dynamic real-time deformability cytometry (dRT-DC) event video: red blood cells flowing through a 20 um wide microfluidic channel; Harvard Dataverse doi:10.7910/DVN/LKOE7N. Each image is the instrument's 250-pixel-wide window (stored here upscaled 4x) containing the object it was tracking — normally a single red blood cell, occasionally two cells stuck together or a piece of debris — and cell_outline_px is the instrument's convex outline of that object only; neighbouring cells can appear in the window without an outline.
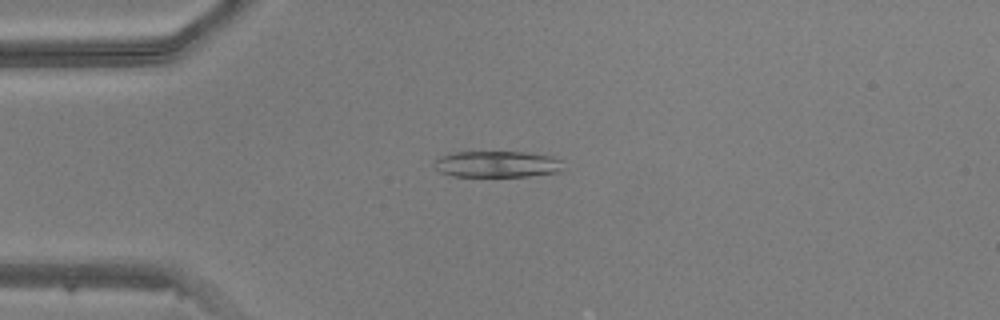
{"species": "common noctule bat (a hibernating species)", "species_latin": "Nyctalus noctula", "temperature_condition": "warm", "stored_images_in_passage": 31, "camera_frame_rate_fps": 3000, "um_per_image_px": 0.085, "animal": {"sex": "male", "body_mass_g": 20.5, "forearm_length_mm": 52.5}, "frame": {"image": 1, "passage_image": 7, "time_ms": 2.0, "image_size_px": [1000, 320], "cell_outline_px": [[568, 168], [560, 172], [528, 176], [452, 176], [440, 172], [432, 164], [432, 160], [440, 156], [456, 152], [524, 152], [552, 156], [560, 160]], "centroid_in_image_um": [42.28, 13.95], "position_along_channel_um": 42.7, "area_um2": 20.11}}
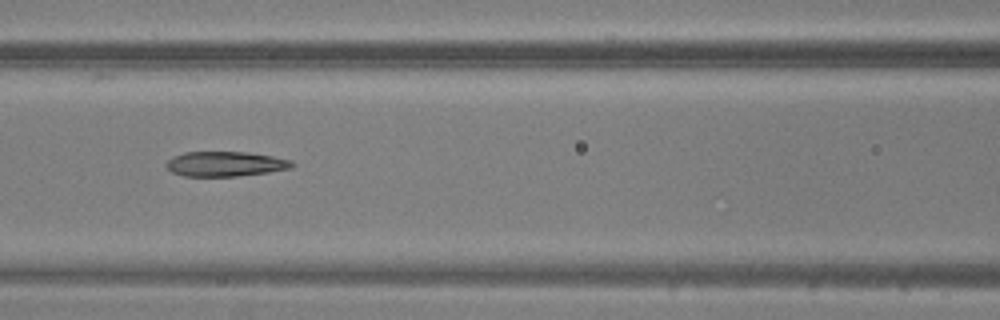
{"frame": {"image": 2, "passage_image": 16, "time_ms": 5.0, "image_size_px": [1000, 320], "cell_outline_px": [[296, 164], [292, 168], [268, 172], [236, 176], [184, 176], [172, 172], [164, 164], [172, 156], [184, 152], [248, 152], [272, 156], [292, 160]], "centroid_in_image_um": [19.16, 13.93], "position_along_channel_um": 147.4, "area_um2": 18.32}}
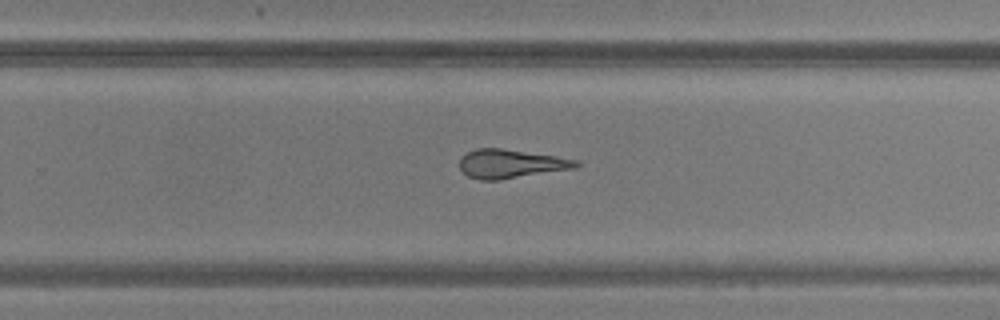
{"frame": {"image": 3, "passage_image": 26, "time_ms": 8.333, "image_size_px": [1000, 320], "cell_outline_px": [[580, 164], [576, 168], [500, 180], [480, 180], [468, 176], [460, 168], [460, 156], [476, 148], [500, 148], [556, 156], [580, 160]], "centroid_in_image_um": [43.43, 13.92], "position_along_channel_um": 286.4, "area_um2": 19.59}}